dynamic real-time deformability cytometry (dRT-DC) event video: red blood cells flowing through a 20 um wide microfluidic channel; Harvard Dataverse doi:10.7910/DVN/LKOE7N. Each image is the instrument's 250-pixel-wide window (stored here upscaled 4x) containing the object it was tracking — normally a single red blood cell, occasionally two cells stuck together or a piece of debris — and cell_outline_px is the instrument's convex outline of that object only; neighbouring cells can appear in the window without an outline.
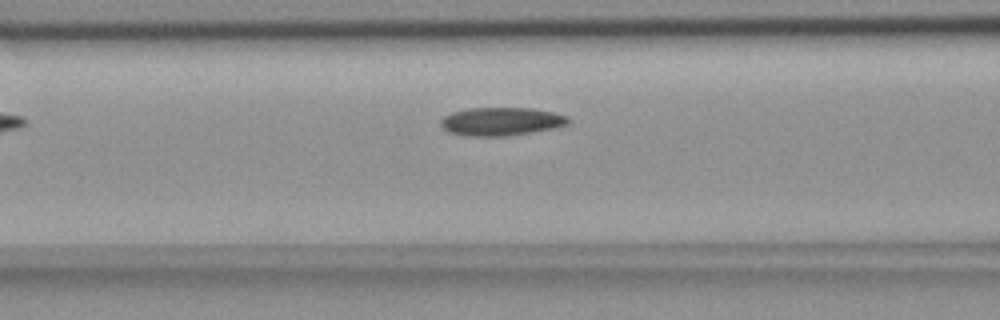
{"species": "common noctule bat (a hibernating species)", "species_latin": "Nyctalus noctula", "temperature_condition": "room temperature", "stored_images_in_passage": 20, "camera_frame_rate_fps": 3000, "um_per_image_px": 0.085, "animal": {"sex": "female", "body_mass_g": 18.4}, "frame": {"image": 1, "passage_image": 6, "time_ms": 1.667, "image_size_px": [1000, 320], "cell_outline_px": [[568, 124], [552, 128], [508, 136], [468, 136], [448, 132], [440, 124], [440, 120], [444, 116], [452, 112], [468, 108], [532, 108], [552, 112], [568, 116]], "centroid_in_image_um": [42.56, 10.32], "position_along_channel_um": 124.0, "area_um2": 20.87}}
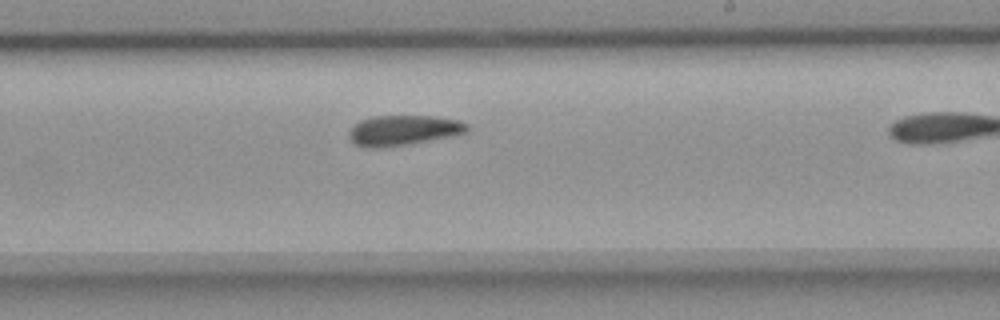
{"frame": {"image": 2, "passage_image": 13, "time_ms": 4.0, "image_size_px": [1000, 320], "cell_outline_px": [[468, 132], [452, 136], [408, 144], [380, 148], [364, 148], [356, 144], [348, 136], [348, 132], [360, 120], [372, 116], [436, 116], [460, 120], [468, 124]], "centroid_in_image_um": [34.3, 11.07], "position_along_channel_um": 254.7, "area_um2": 20.87}}
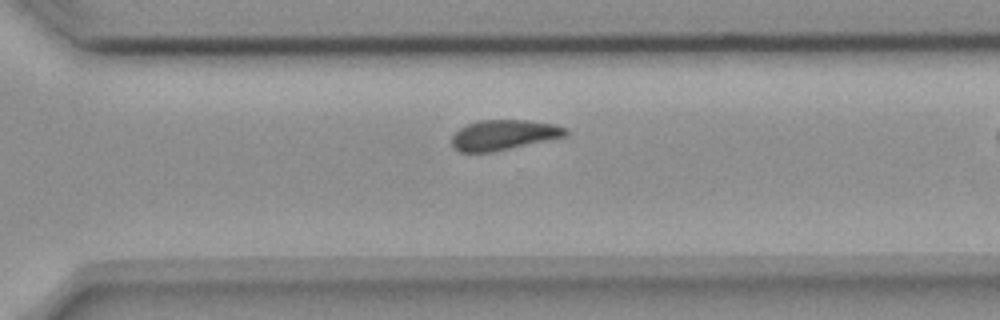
{"frame": {"image": 3, "passage_image": 19, "time_ms": 6.0, "image_size_px": [1000, 320], "cell_outline_px": [[568, 132], [564, 136], [548, 140], [492, 152], [460, 152], [452, 144], [452, 136], [460, 128], [468, 124], [480, 120], [528, 120], [552, 124], [568, 128]], "centroid_in_image_um": [42.81, 11.46], "position_along_channel_um": 327.8, "area_um2": 19.77}}